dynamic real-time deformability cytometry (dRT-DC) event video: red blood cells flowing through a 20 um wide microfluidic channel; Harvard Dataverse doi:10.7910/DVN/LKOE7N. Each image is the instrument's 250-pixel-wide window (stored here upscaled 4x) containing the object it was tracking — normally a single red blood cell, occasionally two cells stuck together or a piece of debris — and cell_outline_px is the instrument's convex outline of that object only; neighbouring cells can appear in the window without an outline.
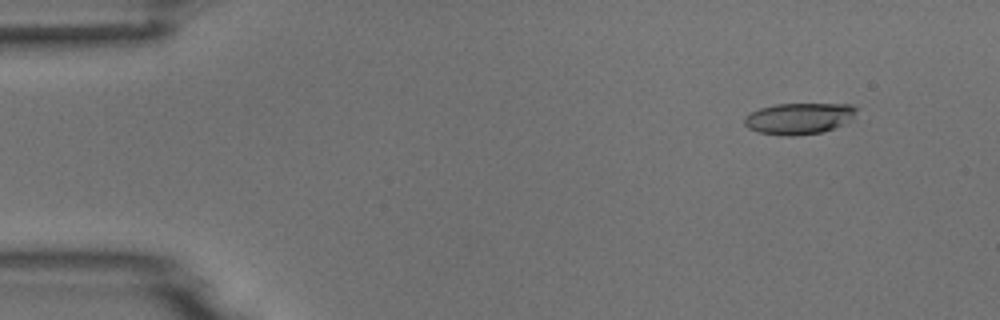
{"species": "common noctule bat (a hibernating species)", "species_latin": "Nyctalus noctula", "temperature_condition": "room temperature", "stored_images_in_passage": 6, "camera_frame_rate_fps": 3000, "um_per_image_px": 0.085, "animal": {"sex": "male", "body_mass_g": 18.8}, "frame": {"image": 1, "passage_image": 2, "time_ms": 1.0, "image_size_px": [1000, 320], "cell_outline_px": [[860, 108], [844, 124], [820, 132], [792, 136], [784, 136], [760, 132], [748, 128], [744, 124], [744, 116], [760, 108], [776, 104], [852, 104]], "centroid_in_image_um": [67.91, 10.06], "position_along_channel_um": 17.1, "area_um2": 20.29}}
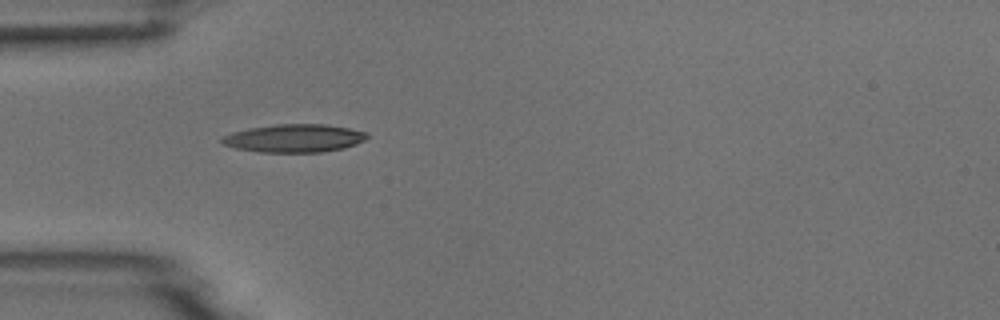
{"frame": {"image": 2, "passage_image": 5, "time_ms": 4.667, "image_size_px": [1000, 320], "cell_outline_px": [[368, 136], [364, 140], [356, 144], [344, 148], [320, 152], [260, 152], [236, 148], [224, 144], [220, 140], [224, 136], [232, 132], [248, 128], [276, 124], [324, 124], [348, 128], [368, 132]], "centroid_in_image_um": [25.02, 11.74], "position_along_channel_um": 60.0, "area_um2": 23.64}}